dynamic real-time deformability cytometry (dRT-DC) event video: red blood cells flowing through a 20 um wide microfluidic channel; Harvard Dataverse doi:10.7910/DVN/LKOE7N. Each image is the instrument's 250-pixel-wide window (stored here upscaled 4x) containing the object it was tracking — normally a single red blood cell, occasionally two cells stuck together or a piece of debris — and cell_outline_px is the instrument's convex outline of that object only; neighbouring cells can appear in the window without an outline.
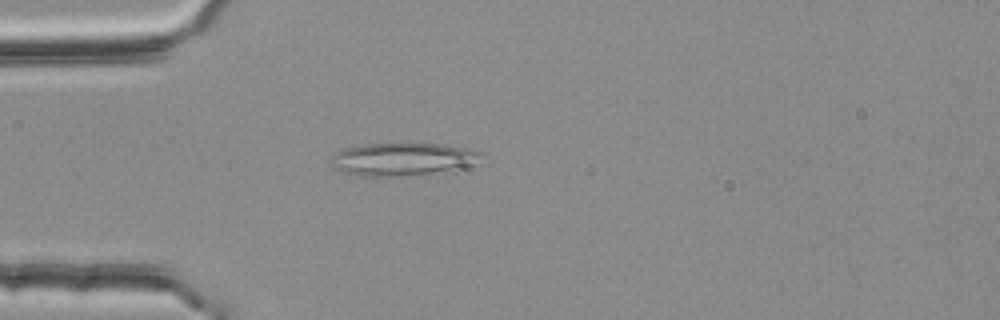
{"species": "common noctule bat (a hibernating species)", "species_latin": "Nyctalus noctula", "temperature_condition": "room temperature", "stored_images_in_passage": 54, "camera_frame_rate_fps": 3000, "um_per_image_px": 0.085, "animal": {"sex": "female", "body_mass_g": 25.1}, "frame": {"image": 1, "passage_image": 15, "time_ms": 4.667, "image_size_px": [1000, 320], "cell_outline_px": [[484, 152], [472, 164], [456, 172], [392, 176], [356, 176], [332, 168], [328, 160], [336, 152], [348, 148], [364, 144], [444, 144]], "centroid_in_image_um": [34.22, 13.56], "position_along_channel_um": 50.8, "area_um2": 29.02}}
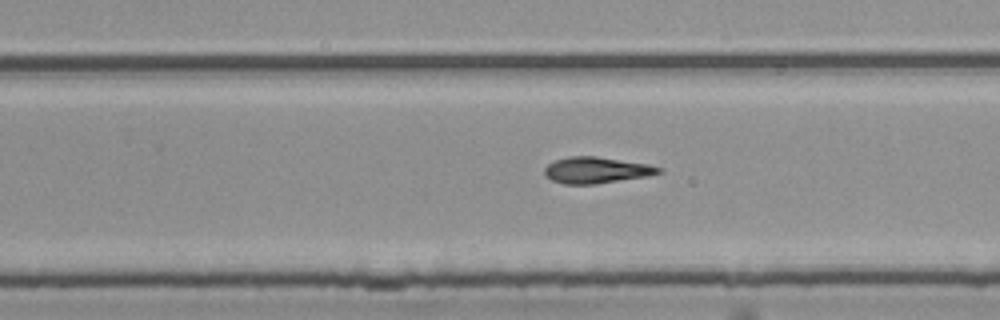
{"frame": {"image": 2, "passage_image": 34, "time_ms": 11.0, "image_size_px": [1000, 320], "cell_outline_px": [[664, 172], [648, 176], [596, 184], [564, 184], [552, 180], [544, 176], [544, 168], [548, 164], [556, 160], [572, 156], [596, 156], [648, 164], [664, 168]], "centroid_in_image_um": [50.72, 14.47], "position_along_channel_um": 279.1, "area_um2": 17.57}}
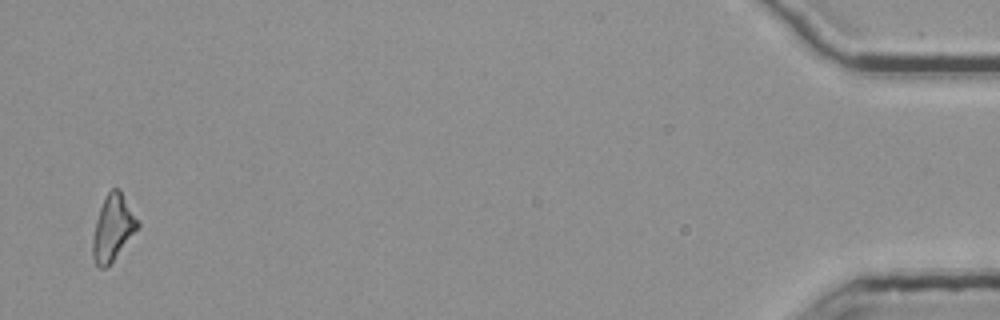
{"frame": {"image": 3, "passage_image": 53, "time_ms": 17.333, "image_size_px": [1000, 320], "cell_outline_px": [[140, 224], [108, 268], [100, 268], [96, 264], [92, 256], [92, 236], [96, 220], [104, 196], [112, 188], [120, 188], [140, 220]], "centroid_in_image_um": [9.6, 19.35], "position_along_channel_um": 425.6, "area_um2": 17.51}}